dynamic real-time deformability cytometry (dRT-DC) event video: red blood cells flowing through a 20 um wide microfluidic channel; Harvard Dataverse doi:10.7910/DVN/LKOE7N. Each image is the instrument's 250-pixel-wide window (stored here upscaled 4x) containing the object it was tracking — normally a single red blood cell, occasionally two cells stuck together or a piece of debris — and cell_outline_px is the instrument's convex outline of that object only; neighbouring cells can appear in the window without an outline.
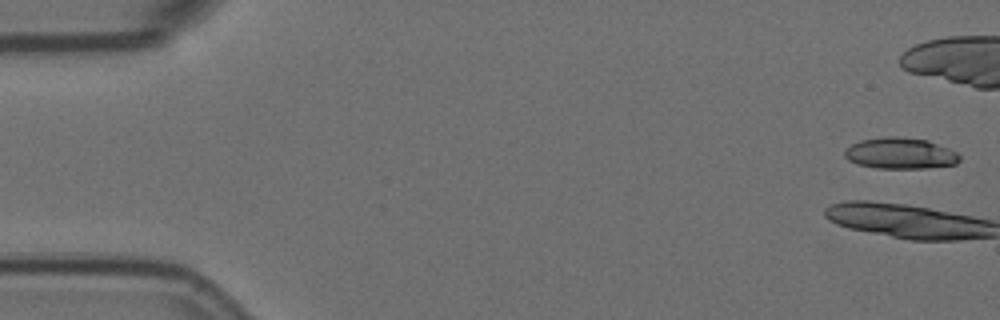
{"species": "Egyptian fruit bat (a non-hibernating species)", "species_latin": "Rousettus aegyptiacus", "temperature_condition": "room temperature", "stored_images_in_passage": 13, "camera_frame_rate_fps": 3000, "um_per_image_px": 0.085, "animal": {"sex": "female"}, "frame": {"image": 1, "passage_image": 1, "time_ms": 0.0, "image_size_px": [1000, 320], "cell_outline_px": [[960, 160], [956, 164], [928, 168], [876, 168], [856, 164], [848, 160], [844, 156], [844, 148], [860, 140], [884, 136], [896, 136], [928, 140], [948, 148], [956, 152], [960, 156]], "centroid_in_image_um": [76.49, 13.03], "position_along_channel_um": 8.5, "area_um2": 21.1}}